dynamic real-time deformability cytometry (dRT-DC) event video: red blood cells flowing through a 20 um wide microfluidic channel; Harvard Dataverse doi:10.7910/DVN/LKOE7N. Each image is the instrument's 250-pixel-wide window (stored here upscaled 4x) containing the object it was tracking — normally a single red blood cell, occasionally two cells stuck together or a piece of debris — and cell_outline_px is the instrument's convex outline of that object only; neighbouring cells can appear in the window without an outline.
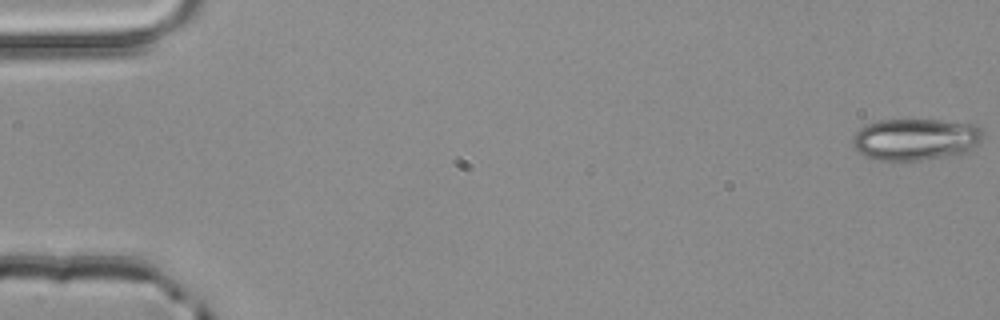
{"species": "common noctule bat (a hibernating species)", "species_latin": "Nyctalus noctula", "temperature_condition": "room temperature", "stored_images_in_passage": 4, "camera_frame_rate_fps": 3000, "um_per_image_px": 0.085, "animal": {"sex": "male", "body_mass_g": 20.4}, "frame": {"image": 1, "passage_image": 1, "time_ms": 0.0, "image_size_px": [1000, 320], "cell_outline_px": [[984, 132], [980, 140], [976, 144], [964, 152], [948, 156], [920, 160], [876, 160], [864, 156], [856, 152], [852, 144], [852, 140], [856, 132], [860, 128], [868, 124], [880, 120], [940, 120], [976, 124]], "centroid_in_image_um": [77.78, 11.84], "position_along_channel_um": 7.2, "area_um2": 31.67}}